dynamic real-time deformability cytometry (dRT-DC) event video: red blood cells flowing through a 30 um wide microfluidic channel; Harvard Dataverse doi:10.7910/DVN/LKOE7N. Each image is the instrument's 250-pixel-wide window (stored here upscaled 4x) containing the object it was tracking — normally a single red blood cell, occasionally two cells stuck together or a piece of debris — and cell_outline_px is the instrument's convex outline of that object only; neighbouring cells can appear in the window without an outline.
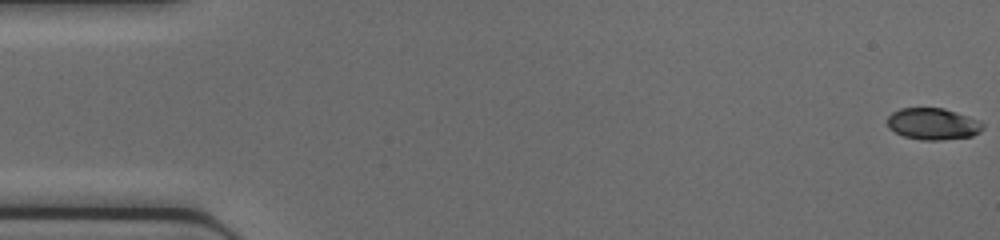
{"species": "common noctule bat (a hibernating species)", "species_latin": "Nyctalus noctula", "temperature_condition": "cold", "stored_images_in_passage": 46, "camera_frame_rate_fps": 3000, "um_per_image_px": 0.085, "animal": {"sex": "female", "body_mass_g": 17.0, "forearm_length_mm": 48.0}, "frame": {"image": 1, "passage_image": 1, "time_ms": 0.0, "image_size_px": [1000, 240], "cell_outline_px": [[984, 128], [980, 132], [972, 136], [940, 140], [920, 140], [904, 136], [888, 128], [888, 116], [892, 112], [900, 108], [944, 108], [980, 120], [984, 124]], "centroid_in_image_um": [79.32, 10.53], "position_along_channel_um": 5.7, "area_um2": 17.69}}
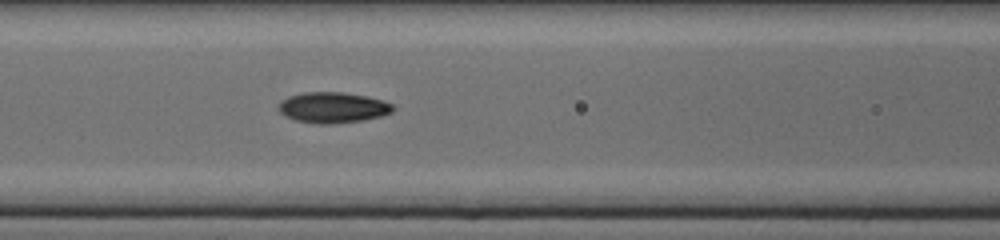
{"frame": {"image": 2, "passage_image": 20, "time_ms": 6.333, "image_size_px": [1000, 240], "cell_outline_px": [[396, 108], [392, 112], [380, 116], [364, 120], [332, 124], [316, 124], [296, 120], [284, 116], [276, 108], [280, 100], [288, 96], [304, 92], [344, 92], [368, 96], [384, 100], [392, 104]], "centroid_in_image_um": [28.28, 9.13], "position_along_channel_um": 138.3, "area_um2": 20.87}}
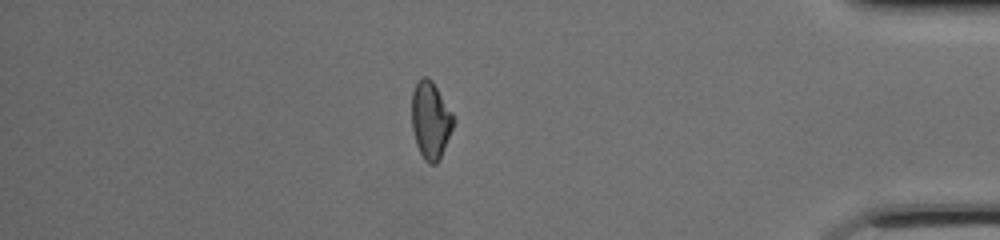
{"frame": {"image": 3, "passage_image": 40, "time_ms": 13.0, "image_size_px": [1000, 240], "cell_outline_px": [[456, 120], [440, 160], [436, 164], [428, 164], [424, 160], [416, 144], [412, 128], [412, 92], [420, 76], [428, 76], [432, 80], [452, 112]], "centroid_in_image_um": [36.61, 10.22], "position_along_channel_um": 398.6, "area_um2": 19.02}}